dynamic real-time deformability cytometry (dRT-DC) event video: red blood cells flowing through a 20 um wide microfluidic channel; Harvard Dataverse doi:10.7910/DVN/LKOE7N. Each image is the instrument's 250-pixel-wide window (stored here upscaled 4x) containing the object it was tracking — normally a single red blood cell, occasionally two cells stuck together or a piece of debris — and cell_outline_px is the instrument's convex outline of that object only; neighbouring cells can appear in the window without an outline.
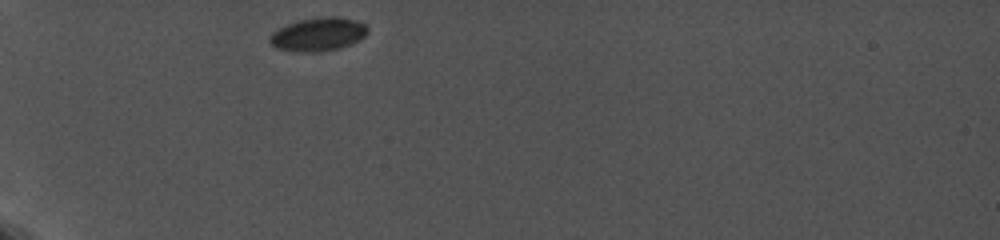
{"species": "common noctule bat (a hibernating species)", "species_latin": "Nyctalus noctula", "temperature_condition": "cold", "stored_images_in_passage": 31, "camera_frame_rate_fps": 5000, "um_per_image_px": 0.085, "animal": {"sex": "female", "body_mass_g": 19.0, "forearm_length_mm": 56.7}, "frame": {"image": 1, "passage_image": 1, "time_ms": 0.0, "image_size_px": [1000, 240], "cell_outline_px": [[368, 32], [360, 40], [352, 44], [340, 48], [320, 52], [296, 52], [276, 48], [268, 40], [272, 32], [288, 24], [300, 20], [320, 16], [336, 16], [356, 20], [364, 24], [368, 28]], "centroid_in_image_um": [27.06, 2.92], "position_along_channel_um": 57.9, "area_um2": 19.25}}
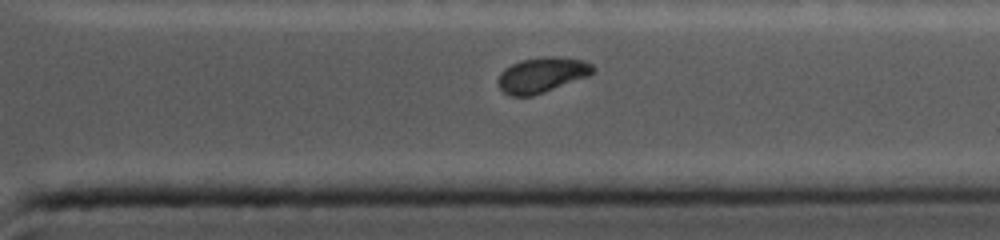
{"frame": {"image": 2, "passage_image": 25, "time_ms": 9.0, "image_size_px": [1000, 240], "cell_outline_px": [[596, 68], [588, 76], [544, 92], [532, 96], [512, 96], [504, 92], [500, 88], [496, 80], [500, 72], [504, 68], [520, 60], [544, 56], [556, 56], [584, 60], [592, 64]], "centroid_in_image_um": [46.04, 6.35], "position_along_channel_um": 365.4, "area_um2": 19.59}}
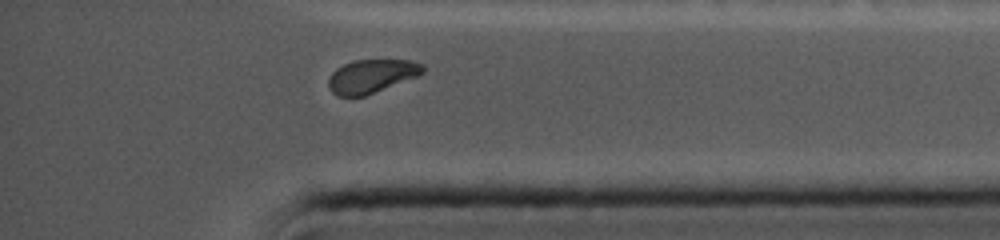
{"frame": {"image": 3, "passage_image": 28, "time_ms": 10.0, "image_size_px": [1000, 240], "cell_outline_px": [[424, 72], [416, 76], [364, 96], [336, 96], [328, 88], [328, 80], [332, 72], [336, 68], [352, 60], [412, 60], [424, 64]], "centroid_in_image_um": [31.55, 6.46], "position_along_channel_um": 403.7, "area_um2": 18.32}, "authors_computed_cell_mechanics": {"area_um2": 20.1722, "velocity_mm_per_s": 3.7179, "shape_relaxation_time_tau1_ms": 4.273, "shape_relaxation_time_tau2_ms": 1.0211, "deformation_change_tau1": 0.1041, "deformation_change_tau2": 0.0416}}